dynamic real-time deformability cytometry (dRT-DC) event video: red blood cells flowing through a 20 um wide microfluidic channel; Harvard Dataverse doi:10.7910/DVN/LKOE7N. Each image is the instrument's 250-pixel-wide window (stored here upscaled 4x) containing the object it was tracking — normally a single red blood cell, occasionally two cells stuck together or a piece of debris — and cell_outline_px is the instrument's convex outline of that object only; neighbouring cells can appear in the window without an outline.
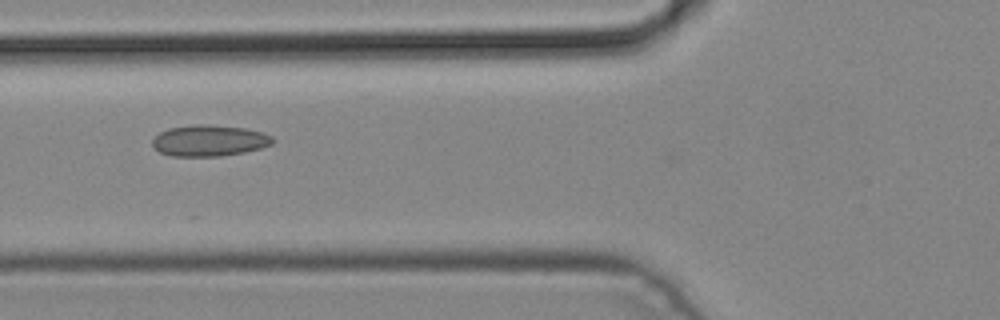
{"species": "common noctule bat (a hibernating species)", "species_latin": "Nyctalus noctula", "temperature_condition": "cold", "stored_images_in_passage": 7, "camera_frame_rate_fps": 3000, "um_per_image_px": 0.085, "animal": {"sex": "male", "body_mass_g": 19.2, "forearm_length_mm": 51.8}, "frame": {"image": 1, "passage_image": 7, "time_ms": 2.0, "image_size_px": [1000, 320], "cell_outline_px": [[276, 140], [272, 144], [260, 148], [244, 152], [220, 156], [172, 156], [160, 152], [152, 144], [152, 140], [160, 132], [168, 128], [196, 124], [208, 124], [244, 128], [264, 132], [272, 136]], "centroid_in_image_um": [17.82, 11.94], "position_along_channel_um": 108.0, "area_um2": 21.91}}